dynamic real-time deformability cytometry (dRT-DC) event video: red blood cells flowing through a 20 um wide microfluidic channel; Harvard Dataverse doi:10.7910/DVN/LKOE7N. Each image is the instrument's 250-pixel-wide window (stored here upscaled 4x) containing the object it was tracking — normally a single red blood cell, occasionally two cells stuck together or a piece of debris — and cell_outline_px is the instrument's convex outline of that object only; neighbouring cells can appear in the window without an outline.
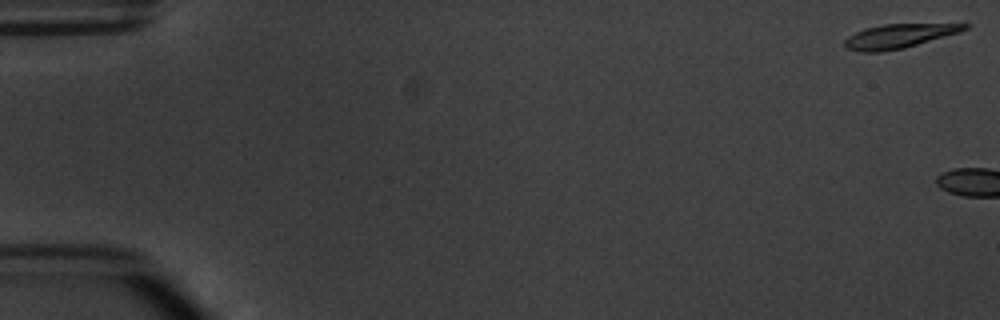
{"species": "common noctule bat (a hibernating species)", "species_latin": "Nyctalus noctula", "temperature_condition": "warm", "stored_images_in_passage": 2, "camera_frame_rate_fps": 3000, "um_per_image_px": 0.085, "animal": {"sex": "male", "body_mass_g": 20.1, "forearm_length_mm": 53.5}, "frame": {"image": 1, "passage_image": 1, "time_ms": 0.0, "image_size_px": [1000, 320], "cell_outline_px": [[972, 24], [968, 28], [960, 32], [904, 48], [880, 52], [860, 52], [844, 48], [844, 40], [848, 36], [864, 28], [884, 24]], "centroid_in_image_um": [76.36, 3.07], "position_along_channel_um": 8.6, "area_um2": 16.82}}